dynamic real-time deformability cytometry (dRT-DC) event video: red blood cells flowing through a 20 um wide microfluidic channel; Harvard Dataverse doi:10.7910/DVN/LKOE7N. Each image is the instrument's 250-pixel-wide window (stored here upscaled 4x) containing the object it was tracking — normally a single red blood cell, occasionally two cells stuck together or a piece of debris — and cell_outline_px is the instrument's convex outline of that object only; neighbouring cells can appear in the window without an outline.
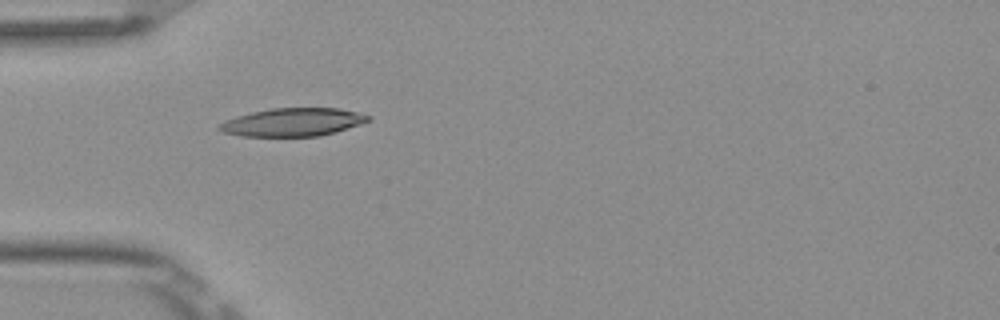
{"species": "Egyptian fruit bat (a non-hibernating species)", "species_latin": "Rousettus aegyptiacus", "temperature_condition": "room temperature", "stored_images_in_passage": 6, "camera_frame_rate_fps": 3000, "um_per_image_px": 0.085, "frame": {"image": 1, "passage_image": 5, "time_ms": 1.333, "image_size_px": [1000, 320], "cell_outline_px": [[372, 120], [360, 124], [320, 136], [240, 136], [220, 132], [216, 128], [224, 120], [236, 116], [252, 112], [272, 108], [340, 108], [372, 116]], "centroid_in_image_um": [24.86, 10.38], "position_along_channel_um": 60.1, "area_um2": 24.45}}
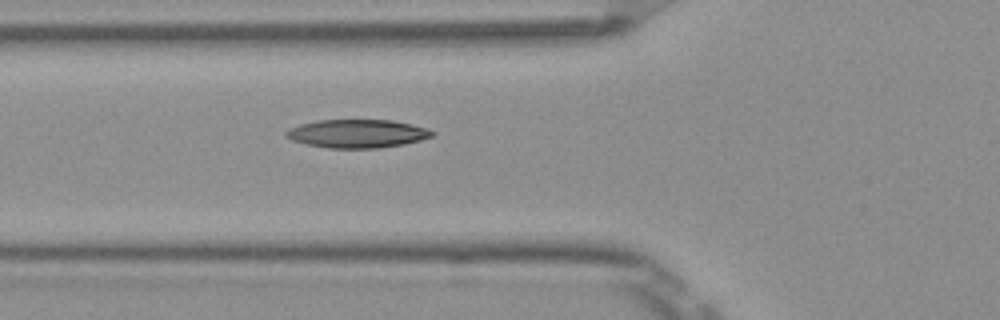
{"frame": {"image": 2, "passage_image": 6, "time_ms": 1.667, "image_size_px": [1000, 320], "cell_outline_px": [[436, 132], [432, 136], [420, 140], [404, 144], [380, 148], [328, 148], [308, 144], [292, 140], [284, 136], [284, 132], [288, 128], [300, 124], [316, 120], [392, 120], [412, 124], [428, 128]], "centroid_in_image_um": [30.36, 11.35], "position_along_channel_um": 95.4, "area_um2": 24.28}}